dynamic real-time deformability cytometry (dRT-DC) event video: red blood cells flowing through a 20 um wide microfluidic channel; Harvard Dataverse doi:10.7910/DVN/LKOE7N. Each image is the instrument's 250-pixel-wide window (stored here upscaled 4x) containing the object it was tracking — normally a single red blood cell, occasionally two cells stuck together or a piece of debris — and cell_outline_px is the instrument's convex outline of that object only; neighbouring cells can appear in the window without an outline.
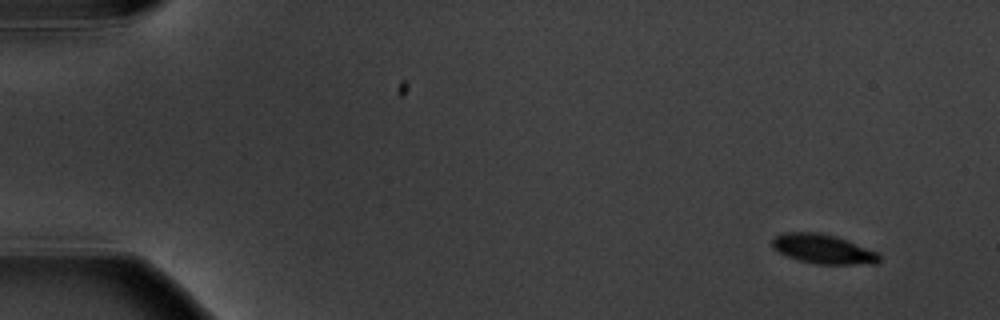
{"species": "common noctule bat (a hibernating species)", "species_latin": "Nyctalus noctula", "temperature_condition": "warm", "stored_images_in_passage": 7, "camera_frame_rate_fps": 3000, "um_per_image_px": 0.085, "animal": {"sex": "male", "body_mass_g": 20.1, "forearm_length_mm": 53.5}, "frame": {"image": 1, "passage_image": 1, "time_ms": 0.0, "image_size_px": [1000, 320], "cell_outline_px": [[880, 260], [876, 264], [816, 264], [796, 260], [772, 248], [772, 240], [776, 236], [784, 232], [820, 232], [836, 236], [880, 252]], "centroid_in_image_um": [70.0, 21.17], "position_along_channel_um": 15.0, "area_um2": 18.55}}
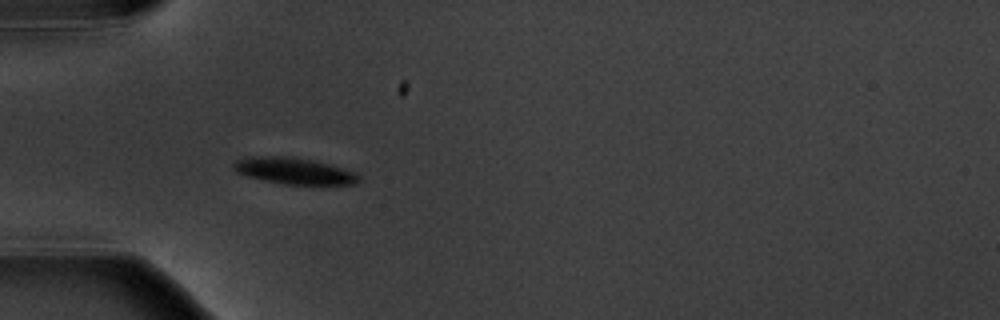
{"frame": {"image": 2, "passage_image": 5, "time_ms": 4.667, "image_size_px": [1000, 320], "cell_outline_px": [[360, 180], [356, 184], [280, 184], [248, 176], [236, 172], [232, 168], [232, 164], [236, 160], [252, 156], [288, 156], [312, 160], [344, 168], [356, 172], [360, 176]], "centroid_in_image_um": [24.99, 14.52], "position_along_channel_um": 60.0, "area_um2": 19.31}}
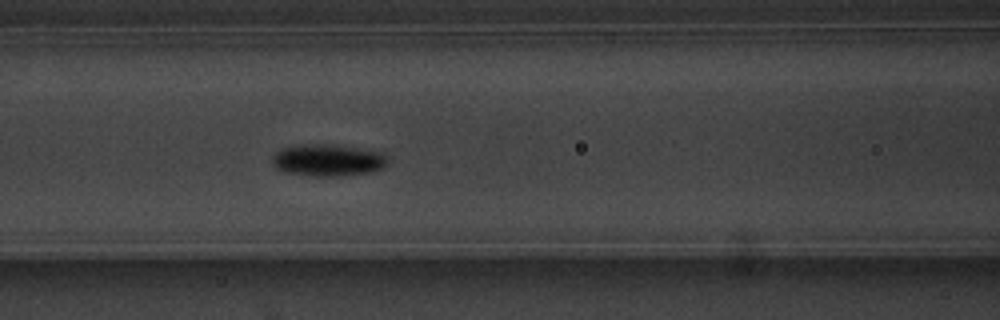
{"frame": {"image": 3, "passage_image": 7, "time_ms": 7.0, "image_size_px": [1000, 320], "cell_outline_px": [[388, 164], [384, 168], [372, 172], [340, 176], [312, 176], [284, 172], [276, 168], [272, 164], [272, 156], [280, 148], [300, 144], [332, 144], [384, 152], [388, 156]], "centroid_in_image_um": [27.89, 13.61], "position_along_channel_um": 138.7, "area_um2": 21.96}}